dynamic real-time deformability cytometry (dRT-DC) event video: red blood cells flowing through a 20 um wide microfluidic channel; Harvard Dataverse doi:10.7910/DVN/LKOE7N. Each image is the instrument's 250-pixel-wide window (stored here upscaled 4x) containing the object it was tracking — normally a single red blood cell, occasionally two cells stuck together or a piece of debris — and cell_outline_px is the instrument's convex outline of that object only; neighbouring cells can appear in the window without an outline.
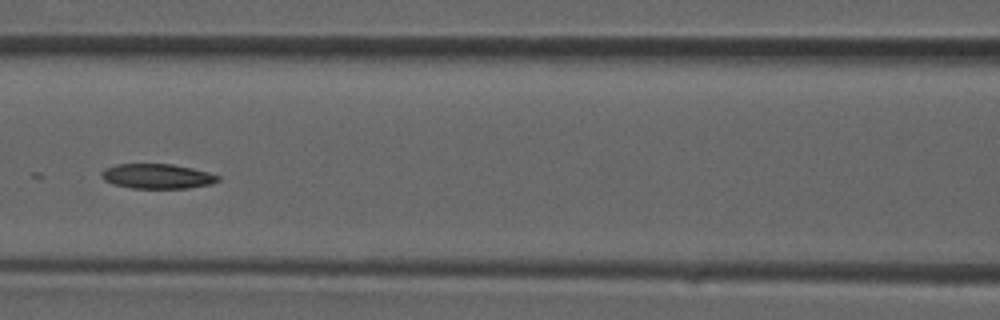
{"species": "common noctule bat (a hibernating species)", "species_latin": "Nyctalus noctula", "temperature_condition": "room temperature", "stored_images_in_passage": 36, "camera_frame_rate_fps": 3000, "um_per_image_px": 0.085, "animal": {"sex": "male", "forearm_length_mm": 52.5}, "frame": {"image": 1, "passage_image": 15, "time_ms": 4.667, "image_size_px": [1000, 320], "cell_outline_px": [[220, 180], [212, 184], [188, 188], [132, 188], [112, 184], [104, 180], [100, 176], [100, 172], [104, 168], [116, 164], [172, 164], [192, 168], [208, 172], [220, 176]], "centroid_in_image_um": [13.34, 14.98], "position_along_channel_um": 153.3, "area_um2": 16.99}}
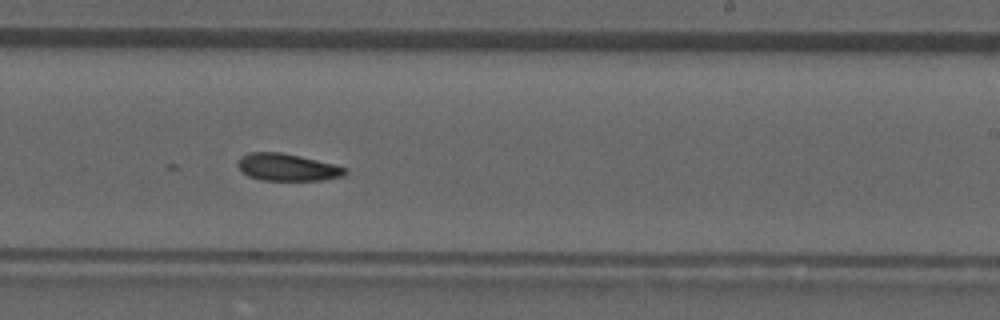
{"frame": {"image": 2, "passage_image": 21, "time_ms": 6.667, "image_size_px": [1000, 320], "cell_outline_px": [[348, 172], [344, 176], [324, 180], [260, 180], [248, 176], [236, 164], [240, 156], [248, 152], [280, 152], [300, 156], [348, 168]], "centroid_in_image_um": [24.42, 14.22], "position_along_channel_um": 264.6, "area_um2": 17.05}}